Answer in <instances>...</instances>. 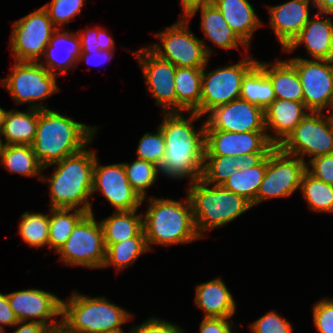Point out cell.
I'll return each mask as SVG.
<instances>
[{
	"label": "cell",
	"mask_w": 333,
	"mask_h": 333,
	"mask_svg": "<svg viewBox=\"0 0 333 333\" xmlns=\"http://www.w3.org/2000/svg\"><path fill=\"white\" fill-rule=\"evenodd\" d=\"M7 297L18 321H28L32 318L31 321L47 325L55 333L60 332L61 319L58 322L53 318L61 317V298L48 291L35 288L14 291L8 293Z\"/></svg>",
	"instance_id": "obj_17"
},
{
	"label": "cell",
	"mask_w": 333,
	"mask_h": 333,
	"mask_svg": "<svg viewBox=\"0 0 333 333\" xmlns=\"http://www.w3.org/2000/svg\"><path fill=\"white\" fill-rule=\"evenodd\" d=\"M188 22L184 16H180L175 24L155 34L161 42L149 45L148 48L175 67L203 69L214 52L189 30Z\"/></svg>",
	"instance_id": "obj_7"
},
{
	"label": "cell",
	"mask_w": 333,
	"mask_h": 333,
	"mask_svg": "<svg viewBox=\"0 0 333 333\" xmlns=\"http://www.w3.org/2000/svg\"><path fill=\"white\" fill-rule=\"evenodd\" d=\"M273 85L276 99L303 102V90L296 68L287 60L274 64L257 61ZM272 65V66H271Z\"/></svg>",
	"instance_id": "obj_27"
},
{
	"label": "cell",
	"mask_w": 333,
	"mask_h": 333,
	"mask_svg": "<svg viewBox=\"0 0 333 333\" xmlns=\"http://www.w3.org/2000/svg\"><path fill=\"white\" fill-rule=\"evenodd\" d=\"M5 114H6V110L0 107V132H1L2 127H3Z\"/></svg>",
	"instance_id": "obj_53"
},
{
	"label": "cell",
	"mask_w": 333,
	"mask_h": 333,
	"mask_svg": "<svg viewBox=\"0 0 333 333\" xmlns=\"http://www.w3.org/2000/svg\"><path fill=\"white\" fill-rule=\"evenodd\" d=\"M97 129L96 126L76 122L58 111L38 109V126L32 148L43 171L88 147Z\"/></svg>",
	"instance_id": "obj_2"
},
{
	"label": "cell",
	"mask_w": 333,
	"mask_h": 333,
	"mask_svg": "<svg viewBox=\"0 0 333 333\" xmlns=\"http://www.w3.org/2000/svg\"><path fill=\"white\" fill-rule=\"evenodd\" d=\"M143 71L147 88L162 108V113L177 112L175 91L176 67L169 61L159 58L148 47L132 52Z\"/></svg>",
	"instance_id": "obj_16"
},
{
	"label": "cell",
	"mask_w": 333,
	"mask_h": 333,
	"mask_svg": "<svg viewBox=\"0 0 333 333\" xmlns=\"http://www.w3.org/2000/svg\"><path fill=\"white\" fill-rule=\"evenodd\" d=\"M288 61L300 77L306 108L312 112L332 110L333 60L292 57Z\"/></svg>",
	"instance_id": "obj_14"
},
{
	"label": "cell",
	"mask_w": 333,
	"mask_h": 333,
	"mask_svg": "<svg viewBox=\"0 0 333 333\" xmlns=\"http://www.w3.org/2000/svg\"><path fill=\"white\" fill-rule=\"evenodd\" d=\"M21 218L19 233L26 244L34 248L49 244V214L26 211Z\"/></svg>",
	"instance_id": "obj_38"
},
{
	"label": "cell",
	"mask_w": 333,
	"mask_h": 333,
	"mask_svg": "<svg viewBox=\"0 0 333 333\" xmlns=\"http://www.w3.org/2000/svg\"><path fill=\"white\" fill-rule=\"evenodd\" d=\"M0 164L10 173H17L26 177L39 176L38 180H41L42 175L40 173L43 171V167L37 160L32 145H2Z\"/></svg>",
	"instance_id": "obj_32"
},
{
	"label": "cell",
	"mask_w": 333,
	"mask_h": 333,
	"mask_svg": "<svg viewBox=\"0 0 333 333\" xmlns=\"http://www.w3.org/2000/svg\"><path fill=\"white\" fill-rule=\"evenodd\" d=\"M319 15L323 17V14L317 12L316 19L310 18L284 51L290 53L300 44H304L311 59L333 60V21L328 14H324L323 19H319Z\"/></svg>",
	"instance_id": "obj_21"
},
{
	"label": "cell",
	"mask_w": 333,
	"mask_h": 333,
	"mask_svg": "<svg viewBox=\"0 0 333 333\" xmlns=\"http://www.w3.org/2000/svg\"><path fill=\"white\" fill-rule=\"evenodd\" d=\"M81 51L115 50L113 38L102 27L77 32Z\"/></svg>",
	"instance_id": "obj_42"
},
{
	"label": "cell",
	"mask_w": 333,
	"mask_h": 333,
	"mask_svg": "<svg viewBox=\"0 0 333 333\" xmlns=\"http://www.w3.org/2000/svg\"><path fill=\"white\" fill-rule=\"evenodd\" d=\"M240 98L263 110L276 99L272 82L257 63L243 77Z\"/></svg>",
	"instance_id": "obj_33"
},
{
	"label": "cell",
	"mask_w": 333,
	"mask_h": 333,
	"mask_svg": "<svg viewBox=\"0 0 333 333\" xmlns=\"http://www.w3.org/2000/svg\"><path fill=\"white\" fill-rule=\"evenodd\" d=\"M330 120H331V123H332V126H333V109L329 111V114H328Z\"/></svg>",
	"instance_id": "obj_54"
},
{
	"label": "cell",
	"mask_w": 333,
	"mask_h": 333,
	"mask_svg": "<svg viewBox=\"0 0 333 333\" xmlns=\"http://www.w3.org/2000/svg\"><path fill=\"white\" fill-rule=\"evenodd\" d=\"M212 2L213 0H181V5L184 13H181L180 16H185L194 7L212 4Z\"/></svg>",
	"instance_id": "obj_52"
},
{
	"label": "cell",
	"mask_w": 333,
	"mask_h": 333,
	"mask_svg": "<svg viewBox=\"0 0 333 333\" xmlns=\"http://www.w3.org/2000/svg\"><path fill=\"white\" fill-rule=\"evenodd\" d=\"M199 9L202 18L201 28L209 41L224 50L239 49V44L244 49H249V46L230 28L222 13L213 4L194 7L184 17L189 21Z\"/></svg>",
	"instance_id": "obj_24"
},
{
	"label": "cell",
	"mask_w": 333,
	"mask_h": 333,
	"mask_svg": "<svg viewBox=\"0 0 333 333\" xmlns=\"http://www.w3.org/2000/svg\"><path fill=\"white\" fill-rule=\"evenodd\" d=\"M306 170L315 178L333 186V153L309 159Z\"/></svg>",
	"instance_id": "obj_45"
},
{
	"label": "cell",
	"mask_w": 333,
	"mask_h": 333,
	"mask_svg": "<svg viewBox=\"0 0 333 333\" xmlns=\"http://www.w3.org/2000/svg\"><path fill=\"white\" fill-rule=\"evenodd\" d=\"M14 326L19 328L12 333H55L49 326L35 321H18Z\"/></svg>",
	"instance_id": "obj_50"
},
{
	"label": "cell",
	"mask_w": 333,
	"mask_h": 333,
	"mask_svg": "<svg viewBox=\"0 0 333 333\" xmlns=\"http://www.w3.org/2000/svg\"><path fill=\"white\" fill-rule=\"evenodd\" d=\"M143 215V230L149 250L152 244L170 246L190 243L201 237L198 235L189 198L185 204L173 199L150 198Z\"/></svg>",
	"instance_id": "obj_4"
},
{
	"label": "cell",
	"mask_w": 333,
	"mask_h": 333,
	"mask_svg": "<svg viewBox=\"0 0 333 333\" xmlns=\"http://www.w3.org/2000/svg\"><path fill=\"white\" fill-rule=\"evenodd\" d=\"M283 152L299 156L305 163L310 159L333 153V126L323 112L308 111V114L294 128L288 137L278 146Z\"/></svg>",
	"instance_id": "obj_11"
},
{
	"label": "cell",
	"mask_w": 333,
	"mask_h": 333,
	"mask_svg": "<svg viewBox=\"0 0 333 333\" xmlns=\"http://www.w3.org/2000/svg\"><path fill=\"white\" fill-rule=\"evenodd\" d=\"M84 2V0H52L42 7L48 12L52 24L60 29L62 24L63 26L64 23L69 24L70 20L81 12Z\"/></svg>",
	"instance_id": "obj_41"
},
{
	"label": "cell",
	"mask_w": 333,
	"mask_h": 333,
	"mask_svg": "<svg viewBox=\"0 0 333 333\" xmlns=\"http://www.w3.org/2000/svg\"><path fill=\"white\" fill-rule=\"evenodd\" d=\"M189 184L186 194L191 204L196 231L201 238L206 230L225 226L252 207L243 197L222 186L210 188V184L202 179Z\"/></svg>",
	"instance_id": "obj_6"
},
{
	"label": "cell",
	"mask_w": 333,
	"mask_h": 333,
	"mask_svg": "<svg viewBox=\"0 0 333 333\" xmlns=\"http://www.w3.org/2000/svg\"><path fill=\"white\" fill-rule=\"evenodd\" d=\"M318 9L320 14H330L333 16V0H309Z\"/></svg>",
	"instance_id": "obj_51"
},
{
	"label": "cell",
	"mask_w": 333,
	"mask_h": 333,
	"mask_svg": "<svg viewBox=\"0 0 333 333\" xmlns=\"http://www.w3.org/2000/svg\"><path fill=\"white\" fill-rule=\"evenodd\" d=\"M266 131L228 132L205 130V156H245L261 159L275 147Z\"/></svg>",
	"instance_id": "obj_15"
},
{
	"label": "cell",
	"mask_w": 333,
	"mask_h": 333,
	"mask_svg": "<svg viewBox=\"0 0 333 333\" xmlns=\"http://www.w3.org/2000/svg\"><path fill=\"white\" fill-rule=\"evenodd\" d=\"M59 30L57 28L52 33L49 44L45 48L43 57L46 61L40 60L39 62L50 73L57 76L61 73L66 74L69 68H75L81 54L80 39L77 32L71 33L65 30L60 32ZM56 70H60L59 73Z\"/></svg>",
	"instance_id": "obj_23"
},
{
	"label": "cell",
	"mask_w": 333,
	"mask_h": 333,
	"mask_svg": "<svg viewBox=\"0 0 333 333\" xmlns=\"http://www.w3.org/2000/svg\"><path fill=\"white\" fill-rule=\"evenodd\" d=\"M100 191L115 211L136 210L143 200L128 182L123 163L99 165L97 156L93 168L92 194Z\"/></svg>",
	"instance_id": "obj_18"
},
{
	"label": "cell",
	"mask_w": 333,
	"mask_h": 333,
	"mask_svg": "<svg viewBox=\"0 0 333 333\" xmlns=\"http://www.w3.org/2000/svg\"><path fill=\"white\" fill-rule=\"evenodd\" d=\"M130 186L143 200H147L146 189L151 187L160 173L159 167L153 163L137 158L131 164L123 163Z\"/></svg>",
	"instance_id": "obj_39"
},
{
	"label": "cell",
	"mask_w": 333,
	"mask_h": 333,
	"mask_svg": "<svg viewBox=\"0 0 333 333\" xmlns=\"http://www.w3.org/2000/svg\"><path fill=\"white\" fill-rule=\"evenodd\" d=\"M230 28L249 46L256 29L263 25L248 0H213Z\"/></svg>",
	"instance_id": "obj_26"
},
{
	"label": "cell",
	"mask_w": 333,
	"mask_h": 333,
	"mask_svg": "<svg viewBox=\"0 0 333 333\" xmlns=\"http://www.w3.org/2000/svg\"><path fill=\"white\" fill-rule=\"evenodd\" d=\"M306 163L275 146L267 154V168L255 198V205L271 198L291 196L299 190Z\"/></svg>",
	"instance_id": "obj_13"
},
{
	"label": "cell",
	"mask_w": 333,
	"mask_h": 333,
	"mask_svg": "<svg viewBox=\"0 0 333 333\" xmlns=\"http://www.w3.org/2000/svg\"><path fill=\"white\" fill-rule=\"evenodd\" d=\"M251 55L234 65L220 67L205 72L202 69L201 100L199 114H209L218 106L240 98L243 77L257 63Z\"/></svg>",
	"instance_id": "obj_10"
},
{
	"label": "cell",
	"mask_w": 333,
	"mask_h": 333,
	"mask_svg": "<svg viewBox=\"0 0 333 333\" xmlns=\"http://www.w3.org/2000/svg\"><path fill=\"white\" fill-rule=\"evenodd\" d=\"M97 154L86 147L54 163L55 171L41 180L48 182L51 208L78 209L93 213L89 201L93 188V168ZM80 206V207H79Z\"/></svg>",
	"instance_id": "obj_3"
},
{
	"label": "cell",
	"mask_w": 333,
	"mask_h": 333,
	"mask_svg": "<svg viewBox=\"0 0 333 333\" xmlns=\"http://www.w3.org/2000/svg\"><path fill=\"white\" fill-rule=\"evenodd\" d=\"M49 244L55 253L67 241L77 223L88 213L87 211L66 208H50ZM74 211V212H72ZM72 212V213H70Z\"/></svg>",
	"instance_id": "obj_35"
},
{
	"label": "cell",
	"mask_w": 333,
	"mask_h": 333,
	"mask_svg": "<svg viewBox=\"0 0 333 333\" xmlns=\"http://www.w3.org/2000/svg\"><path fill=\"white\" fill-rule=\"evenodd\" d=\"M59 333L124 332L122 325L132 320V314L104 297H89L73 292L62 300Z\"/></svg>",
	"instance_id": "obj_5"
},
{
	"label": "cell",
	"mask_w": 333,
	"mask_h": 333,
	"mask_svg": "<svg viewBox=\"0 0 333 333\" xmlns=\"http://www.w3.org/2000/svg\"><path fill=\"white\" fill-rule=\"evenodd\" d=\"M1 138H2V137L0 136V151H1L2 143H3V141H2Z\"/></svg>",
	"instance_id": "obj_56"
},
{
	"label": "cell",
	"mask_w": 333,
	"mask_h": 333,
	"mask_svg": "<svg viewBox=\"0 0 333 333\" xmlns=\"http://www.w3.org/2000/svg\"><path fill=\"white\" fill-rule=\"evenodd\" d=\"M38 126V109L21 112L11 109L6 111L0 136L6 140L2 145H32Z\"/></svg>",
	"instance_id": "obj_28"
},
{
	"label": "cell",
	"mask_w": 333,
	"mask_h": 333,
	"mask_svg": "<svg viewBox=\"0 0 333 333\" xmlns=\"http://www.w3.org/2000/svg\"><path fill=\"white\" fill-rule=\"evenodd\" d=\"M182 112L163 113L158 126L165 139V154L159 167L168 178H190V182L202 178L205 157V126L195 130L193 121L202 116L191 112L185 119Z\"/></svg>",
	"instance_id": "obj_1"
},
{
	"label": "cell",
	"mask_w": 333,
	"mask_h": 333,
	"mask_svg": "<svg viewBox=\"0 0 333 333\" xmlns=\"http://www.w3.org/2000/svg\"><path fill=\"white\" fill-rule=\"evenodd\" d=\"M183 331L180 326L154 316L136 327H131L129 333H184Z\"/></svg>",
	"instance_id": "obj_46"
},
{
	"label": "cell",
	"mask_w": 333,
	"mask_h": 333,
	"mask_svg": "<svg viewBox=\"0 0 333 333\" xmlns=\"http://www.w3.org/2000/svg\"><path fill=\"white\" fill-rule=\"evenodd\" d=\"M233 323L230 318L203 317L200 333H232Z\"/></svg>",
	"instance_id": "obj_47"
},
{
	"label": "cell",
	"mask_w": 333,
	"mask_h": 333,
	"mask_svg": "<svg viewBox=\"0 0 333 333\" xmlns=\"http://www.w3.org/2000/svg\"><path fill=\"white\" fill-rule=\"evenodd\" d=\"M101 333H125V332H101Z\"/></svg>",
	"instance_id": "obj_57"
},
{
	"label": "cell",
	"mask_w": 333,
	"mask_h": 333,
	"mask_svg": "<svg viewBox=\"0 0 333 333\" xmlns=\"http://www.w3.org/2000/svg\"><path fill=\"white\" fill-rule=\"evenodd\" d=\"M313 322L319 333H333V298L314 304Z\"/></svg>",
	"instance_id": "obj_44"
},
{
	"label": "cell",
	"mask_w": 333,
	"mask_h": 333,
	"mask_svg": "<svg viewBox=\"0 0 333 333\" xmlns=\"http://www.w3.org/2000/svg\"><path fill=\"white\" fill-rule=\"evenodd\" d=\"M106 257L102 268L115 266L116 270H122L138 260V257L149 251L144 230L136 237L124 240L117 244L105 245Z\"/></svg>",
	"instance_id": "obj_36"
},
{
	"label": "cell",
	"mask_w": 333,
	"mask_h": 333,
	"mask_svg": "<svg viewBox=\"0 0 333 333\" xmlns=\"http://www.w3.org/2000/svg\"><path fill=\"white\" fill-rule=\"evenodd\" d=\"M18 322L10 307L7 294L0 293V326H14Z\"/></svg>",
	"instance_id": "obj_49"
},
{
	"label": "cell",
	"mask_w": 333,
	"mask_h": 333,
	"mask_svg": "<svg viewBox=\"0 0 333 333\" xmlns=\"http://www.w3.org/2000/svg\"><path fill=\"white\" fill-rule=\"evenodd\" d=\"M309 2V0H290L268 7L270 26L283 50L291 44L309 21Z\"/></svg>",
	"instance_id": "obj_20"
},
{
	"label": "cell",
	"mask_w": 333,
	"mask_h": 333,
	"mask_svg": "<svg viewBox=\"0 0 333 333\" xmlns=\"http://www.w3.org/2000/svg\"><path fill=\"white\" fill-rule=\"evenodd\" d=\"M300 191L311 210L333 213V186L304 172Z\"/></svg>",
	"instance_id": "obj_37"
},
{
	"label": "cell",
	"mask_w": 333,
	"mask_h": 333,
	"mask_svg": "<svg viewBox=\"0 0 333 333\" xmlns=\"http://www.w3.org/2000/svg\"><path fill=\"white\" fill-rule=\"evenodd\" d=\"M69 266L102 268L106 257L103 230L94 213H87L75 226L67 241L56 252Z\"/></svg>",
	"instance_id": "obj_8"
},
{
	"label": "cell",
	"mask_w": 333,
	"mask_h": 333,
	"mask_svg": "<svg viewBox=\"0 0 333 333\" xmlns=\"http://www.w3.org/2000/svg\"><path fill=\"white\" fill-rule=\"evenodd\" d=\"M205 130L235 133L266 131L264 110L237 98L212 110L207 116Z\"/></svg>",
	"instance_id": "obj_19"
},
{
	"label": "cell",
	"mask_w": 333,
	"mask_h": 333,
	"mask_svg": "<svg viewBox=\"0 0 333 333\" xmlns=\"http://www.w3.org/2000/svg\"><path fill=\"white\" fill-rule=\"evenodd\" d=\"M252 333H292L293 328L286 318L270 311L250 325Z\"/></svg>",
	"instance_id": "obj_43"
},
{
	"label": "cell",
	"mask_w": 333,
	"mask_h": 333,
	"mask_svg": "<svg viewBox=\"0 0 333 333\" xmlns=\"http://www.w3.org/2000/svg\"><path fill=\"white\" fill-rule=\"evenodd\" d=\"M175 91L177 96V112H196L199 114L201 100L202 69L176 67Z\"/></svg>",
	"instance_id": "obj_29"
},
{
	"label": "cell",
	"mask_w": 333,
	"mask_h": 333,
	"mask_svg": "<svg viewBox=\"0 0 333 333\" xmlns=\"http://www.w3.org/2000/svg\"><path fill=\"white\" fill-rule=\"evenodd\" d=\"M57 75L50 73L39 62H17L12 66V74L0 83L11 94L17 104L30 102V109H47L46 105L35 103L45 100L59 91Z\"/></svg>",
	"instance_id": "obj_9"
},
{
	"label": "cell",
	"mask_w": 333,
	"mask_h": 333,
	"mask_svg": "<svg viewBox=\"0 0 333 333\" xmlns=\"http://www.w3.org/2000/svg\"><path fill=\"white\" fill-rule=\"evenodd\" d=\"M255 160L245 156H205L201 179L210 185L222 186L237 169H245Z\"/></svg>",
	"instance_id": "obj_34"
},
{
	"label": "cell",
	"mask_w": 333,
	"mask_h": 333,
	"mask_svg": "<svg viewBox=\"0 0 333 333\" xmlns=\"http://www.w3.org/2000/svg\"><path fill=\"white\" fill-rule=\"evenodd\" d=\"M195 303L205 312L204 317L231 318L236 312V303L221 278L197 285Z\"/></svg>",
	"instance_id": "obj_25"
},
{
	"label": "cell",
	"mask_w": 333,
	"mask_h": 333,
	"mask_svg": "<svg viewBox=\"0 0 333 333\" xmlns=\"http://www.w3.org/2000/svg\"><path fill=\"white\" fill-rule=\"evenodd\" d=\"M5 332L6 331H5L4 327L0 326V333H5Z\"/></svg>",
	"instance_id": "obj_55"
},
{
	"label": "cell",
	"mask_w": 333,
	"mask_h": 333,
	"mask_svg": "<svg viewBox=\"0 0 333 333\" xmlns=\"http://www.w3.org/2000/svg\"><path fill=\"white\" fill-rule=\"evenodd\" d=\"M138 209L115 211L113 215L100 221L104 244L112 245L136 237L143 230V215Z\"/></svg>",
	"instance_id": "obj_31"
},
{
	"label": "cell",
	"mask_w": 333,
	"mask_h": 333,
	"mask_svg": "<svg viewBox=\"0 0 333 333\" xmlns=\"http://www.w3.org/2000/svg\"><path fill=\"white\" fill-rule=\"evenodd\" d=\"M309 111L303 102L275 99L265 110L266 134L273 129L275 136L267 135L274 146H279Z\"/></svg>",
	"instance_id": "obj_22"
},
{
	"label": "cell",
	"mask_w": 333,
	"mask_h": 333,
	"mask_svg": "<svg viewBox=\"0 0 333 333\" xmlns=\"http://www.w3.org/2000/svg\"><path fill=\"white\" fill-rule=\"evenodd\" d=\"M155 134L145 133L137 146V158L153 163L160 167L165 154V139L159 127Z\"/></svg>",
	"instance_id": "obj_40"
},
{
	"label": "cell",
	"mask_w": 333,
	"mask_h": 333,
	"mask_svg": "<svg viewBox=\"0 0 333 333\" xmlns=\"http://www.w3.org/2000/svg\"><path fill=\"white\" fill-rule=\"evenodd\" d=\"M56 29L43 7L14 22L10 49L15 61L38 62L42 60L45 48Z\"/></svg>",
	"instance_id": "obj_12"
},
{
	"label": "cell",
	"mask_w": 333,
	"mask_h": 333,
	"mask_svg": "<svg viewBox=\"0 0 333 333\" xmlns=\"http://www.w3.org/2000/svg\"><path fill=\"white\" fill-rule=\"evenodd\" d=\"M267 168V156L255 160L245 169H237L222 185L228 191L247 200L252 207Z\"/></svg>",
	"instance_id": "obj_30"
},
{
	"label": "cell",
	"mask_w": 333,
	"mask_h": 333,
	"mask_svg": "<svg viewBox=\"0 0 333 333\" xmlns=\"http://www.w3.org/2000/svg\"><path fill=\"white\" fill-rule=\"evenodd\" d=\"M115 50H98V51H81L78 59V64L80 60L87 61L88 64L97 66L103 64L112 59ZM101 58L100 60H98ZM104 60V61H103Z\"/></svg>",
	"instance_id": "obj_48"
}]
</instances>
